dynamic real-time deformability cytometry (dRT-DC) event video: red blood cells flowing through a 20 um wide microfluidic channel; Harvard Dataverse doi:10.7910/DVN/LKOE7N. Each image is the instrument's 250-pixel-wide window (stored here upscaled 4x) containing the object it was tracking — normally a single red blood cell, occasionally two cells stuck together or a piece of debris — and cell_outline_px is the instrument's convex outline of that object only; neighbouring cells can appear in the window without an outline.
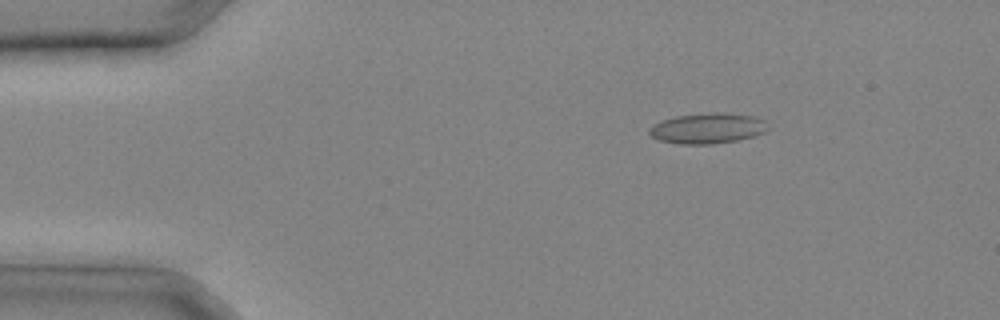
{"species": "common noctule bat (a hibernating species)", "species_latin": "Nyctalus noctula", "temperature_condition": "cold", "stored_images_in_passage": 27, "camera_frame_rate_fps": 3000, "um_per_image_px": 0.085, "animal": {"sex": "male", "body_mass_g": 20.4}, "frame": {"image": 1, "passage_image": 1, "time_ms": 0.0, "image_size_px": [1000, 320], "cell_outline_px": [[768, 128], [764, 132], [752, 136], [736, 140], [712, 144], [680, 144], [660, 140], [652, 136], [648, 132], [648, 128], [660, 120], [676, 116], [716, 112], [728, 112], [756, 116], [764, 120]], "centroid_in_image_um": [60.14, 10.89], "position_along_channel_um": 24.9, "area_um2": 21.1}}
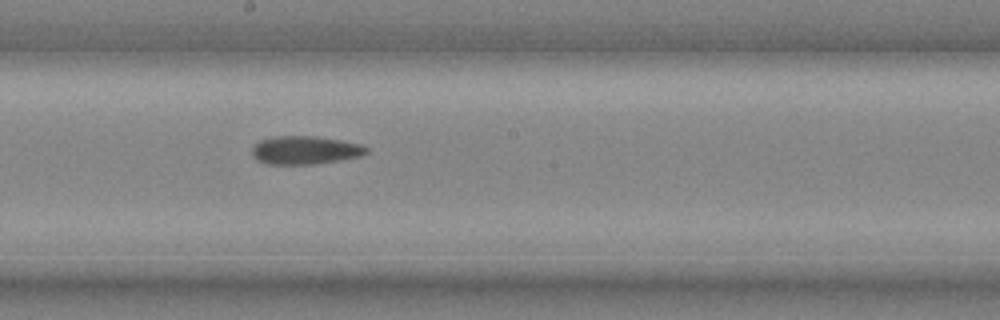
{"frame": {"image": 2, "passage_image": 14, "time_ms": 4.333, "image_size_px": [1000, 320], "cell_outline_px": [[368, 152], [360, 156], [340, 160], [316, 164], [264, 164], [256, 160], [252, 156], [252, 148], [260, 140], [276, 136], [312, 136], [340, 140], [360, 144], [368, 148]], "centroid_in_image_um": [25.9, 12.77], "position_along_channel_um": 222.3, "area_um2": 18.84}}
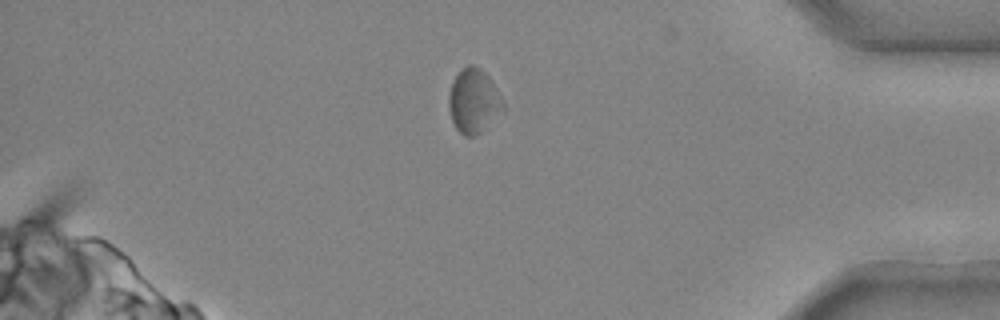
{"frame": {"image": 3, "passage_image": 24, "time_ms": 7.667, "image_size_px": [1000, 320], "cell_outline_px": [[504, 112], [476, 136], [464, 136], [456, 128], [452, 120], [448, 104], [448, 96], [452, 84], [456, 76], [468, 64], [472, 64], [480, 68], [488, 76], [504, 104]], "centroid_in_image_um": [40.27, 8.62], "position_along_channel_um": 394.9, "area_um2": 20.11}}